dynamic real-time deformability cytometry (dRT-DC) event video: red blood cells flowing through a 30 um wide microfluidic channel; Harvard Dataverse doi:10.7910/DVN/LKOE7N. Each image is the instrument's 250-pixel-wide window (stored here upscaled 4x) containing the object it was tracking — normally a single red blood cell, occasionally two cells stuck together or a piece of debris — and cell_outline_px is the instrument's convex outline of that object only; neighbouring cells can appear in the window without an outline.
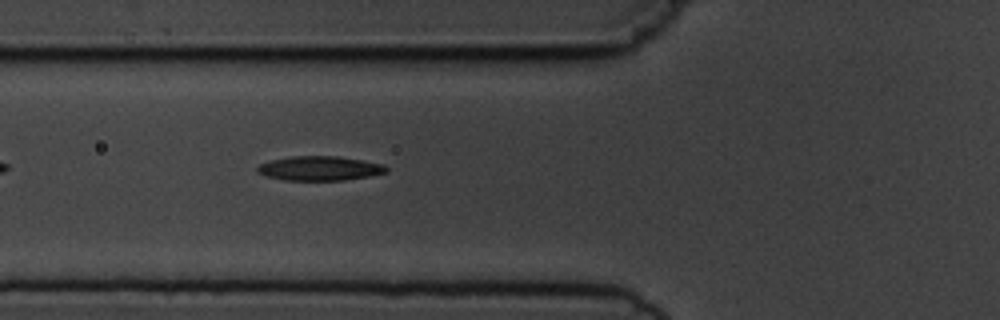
{"species": "common noctule bat (a hibernating species)", "species_latin": "Nyctalus noctula", "temperature_condition": "cold", "stored_images_in_passage": 2, "camera_frame_rate_fps": 3000, "um_per_image_px": 0.085, "animal": {"sex": "male", "body_mass_g": 19.5, "forearm_length_mm": 54.6}, "frame": {"image": 1, "passage_image": 2, "time_ms": 1.0, "image_size_px": [1000, 320], "cell_outline_px": [[388, 172], [368, 176], [344, 180], [284, 180], [264, 176], [256, 172], [256, 168], [260, 164], [272, 160], [292, 156], [336, 156], [384, 164], [388, 168]], "centroid_in_image_um": [27.15, 14.31], "position_along_channel_um": 98.7, "area_um2": 18.26}}